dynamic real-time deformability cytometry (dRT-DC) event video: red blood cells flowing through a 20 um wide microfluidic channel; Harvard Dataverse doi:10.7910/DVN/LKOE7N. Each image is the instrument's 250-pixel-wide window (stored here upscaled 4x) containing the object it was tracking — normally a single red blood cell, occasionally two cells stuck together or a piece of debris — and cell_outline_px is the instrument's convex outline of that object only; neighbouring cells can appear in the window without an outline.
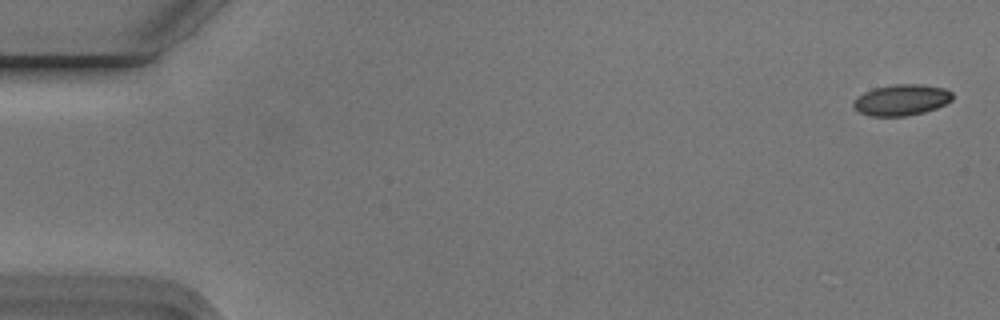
{"species": "Egyptian fruit bat (a non-hibernating species)", "species_latin": "Rousettus aegyptiacus", "temperature_condition": "cold", "stored_images_in_passage": 6, "camera_frame_rate_fps": 3000, "um_per_image_px": 0.085, "animal": {"sex": "male"}, "frame": {"image": 1, "passage_image": 1, "time_ms": 0.0, "image_size_px": [1000, 320], "cell_outline_px": [[952, 100], [936, 108], [924, 112], [908, 116], [868, 116], [856, 112], [852, 108], [852, 104], [864, 92], [876, 88], [892, 84], [920, 84], [944, 88], [952, 92]], "centroid_in_image_um": [76.6, 8.51], "position_along_channel_um": 8.4, "area_um2": 17.98}}